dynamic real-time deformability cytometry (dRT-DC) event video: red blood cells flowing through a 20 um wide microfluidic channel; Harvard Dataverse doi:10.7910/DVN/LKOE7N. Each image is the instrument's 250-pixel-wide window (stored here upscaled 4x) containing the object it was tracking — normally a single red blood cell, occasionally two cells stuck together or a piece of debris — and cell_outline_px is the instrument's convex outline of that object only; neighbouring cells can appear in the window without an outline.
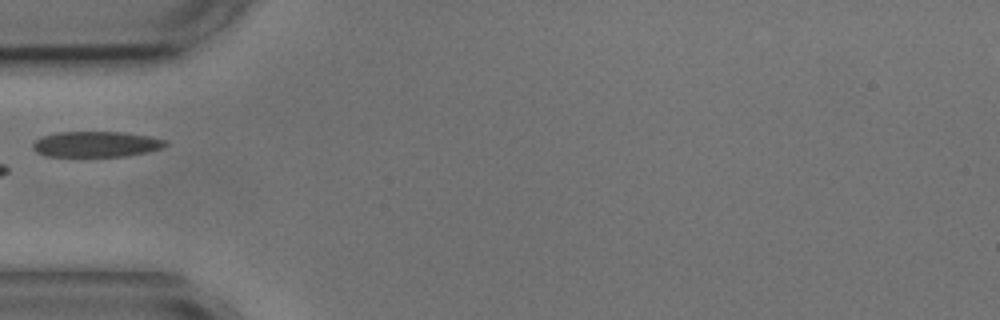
{"species": "common noctule bat (a hibernating species)", "species_latin": "Nyctalus noctula", "temperature_condition": "cold", "stored_images_in_passage": 5, "camera_frame_rate_fps": 3000, "um_per_image_px": 0.085, "animal": {"sex": "male", "body_mass_g": 17.9, "forearm_length_mm": 54.2}, "frame": {"image": 1, "passage_image": 5, "time_ms": 4.667, "image_size_px": [1000, 320], "cell_outline_px": [[168, 144], [164, 148], [148, 152], [124, 156], [48, 156], [36, 152], [32, 148], [32, 144], [40, 136], [56, 132], [124, 132], [152, 136], [168, 140]], "centroid_in_image_um": [8.21, 12.25], "position_along_channel_um": 76.8, "area_um2": 20.11}}